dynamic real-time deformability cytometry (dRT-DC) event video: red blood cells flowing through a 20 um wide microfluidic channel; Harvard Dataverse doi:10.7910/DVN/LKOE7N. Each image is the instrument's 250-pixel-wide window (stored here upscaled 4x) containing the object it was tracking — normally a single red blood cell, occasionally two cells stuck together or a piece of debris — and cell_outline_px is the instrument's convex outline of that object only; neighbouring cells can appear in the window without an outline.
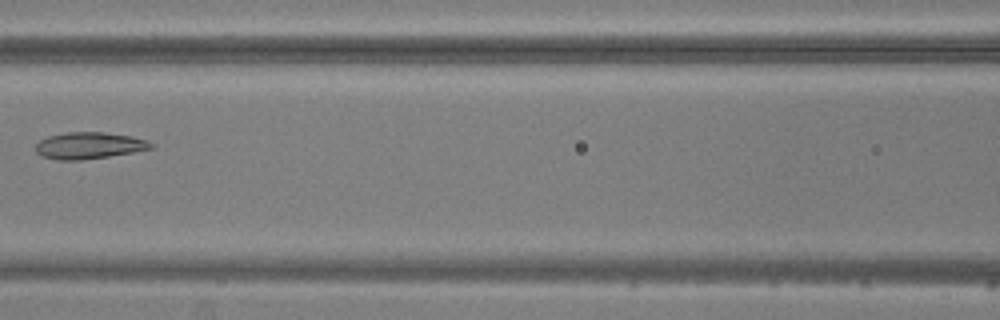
{"species": "common noctule bat (a hibernating species)", "species_latin": "Nyctalus noctula", "temperature_condition": "warm", "stored_images_in_passage": 6, "camera_frame_rate_fps": 3000, "um_per_image_px": 0.085, "animal": {"sex": "male", "body_mass_g": 20.5, "forearm_length_mm": 52.5}, "frame": {"image": 1, "passage_image": 5, "time_ms": 5.667, "image_size_px": [1000, 320], "cell_outline_px": [[156, 144], [152, 148], [132, 152], [108, 156], [80, 160], [56, 160], [40, 156], [36, 152], [36, 144], [40, 140], [48, 136], [68, 132], [104, 132], [132, 136]], "centroid_in_image_um": [7.54, 12.37], "position_along_channel_um": 159.1, "area_um2": 17.86}}
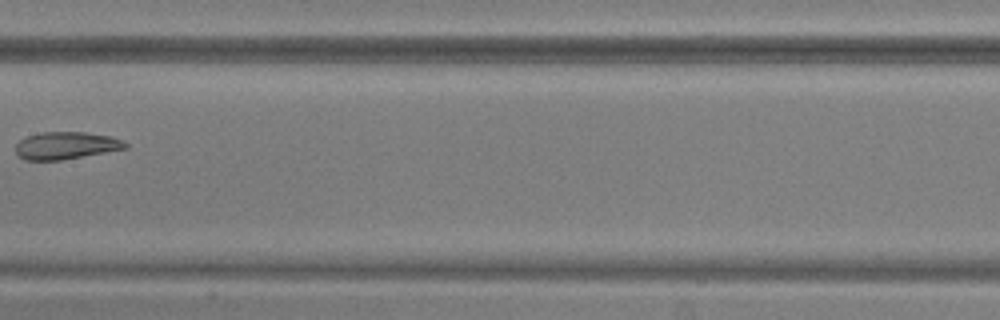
{"frame": {"image": 2, "passage_image": 6, "time_ms": 6.667, "image_size_px": [1000, 320], "cell_outline_px": [[128, 148], [60, 160], [24, 160], [16, 152], [16, 144], [20, 140], [28, 136], [44, 132], [84, 132], [112, 136], [128, 144]], "centroid_in_image_um": [5.62, 12.37], "position_along_channel_um": 201.8, "area_um2": 17.28}}